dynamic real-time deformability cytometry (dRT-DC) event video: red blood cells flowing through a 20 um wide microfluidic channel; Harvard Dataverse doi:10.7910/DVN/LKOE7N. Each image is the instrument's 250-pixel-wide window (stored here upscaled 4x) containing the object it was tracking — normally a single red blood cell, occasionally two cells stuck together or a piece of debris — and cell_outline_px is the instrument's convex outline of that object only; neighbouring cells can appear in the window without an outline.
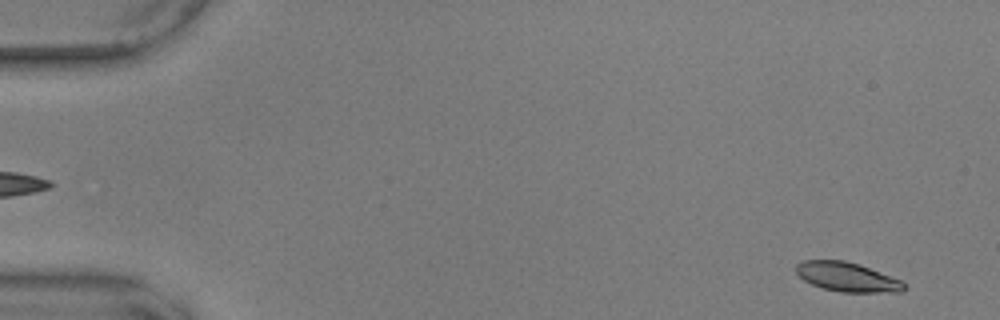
{"species": "common noctule bat (a hibernating species)", "species_latin": "Nyctalus noctula", "temperature_condition": "warm", "stored_images_in_passage": 56, "camera_frame_rate_fps": 3000, "um_per_image_px": 0.085, "animal": {"sex": "male", "body_mass_g": 17.9, "forearm_length_mm": 54.2}, "frame": {"image": 1, "passage_image": 3, "time_ms": 0.667, "image_size_px": [1000, 320], "cell_outline_px": [[908, 288], [900, 292], [840, 292], [824, 288], [812, 284], [804, 280], [796, 272], [796, 264], [804, 260], [844, 260], [860, 264], [900, 280]], "centroid_in_image_um": [72.01, 23.54], "position_along_channel_um": 13.0, "area_um2": 18.32}}
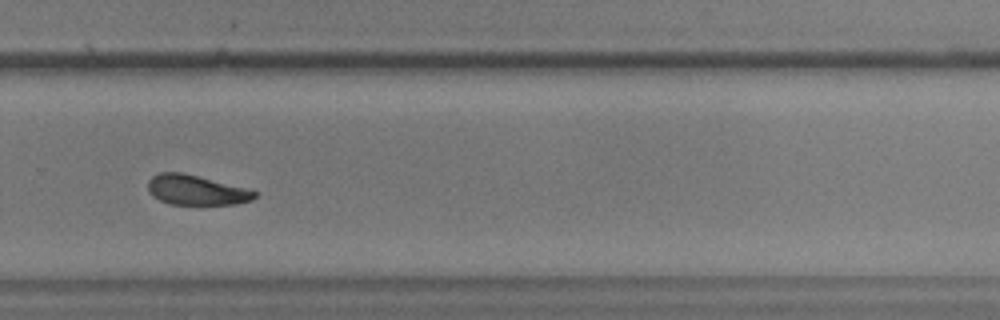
{"frame": {"image": 2, "passage_image": 39, "time_ms": 12.667, "image_size_px": [1000, 320], "cell_outline_px": [[256, 196], [252, 200], [236, 204], [168, 204], [152, 196], [148, 192], [148, 180], [152, 176], [160, 172], [180, 172], [244, 188], [256, 192]], "centroid_in_image_um": [16.61, 16.16], "position_along_channel_um": 313.2, "area_um2": 18.26}}
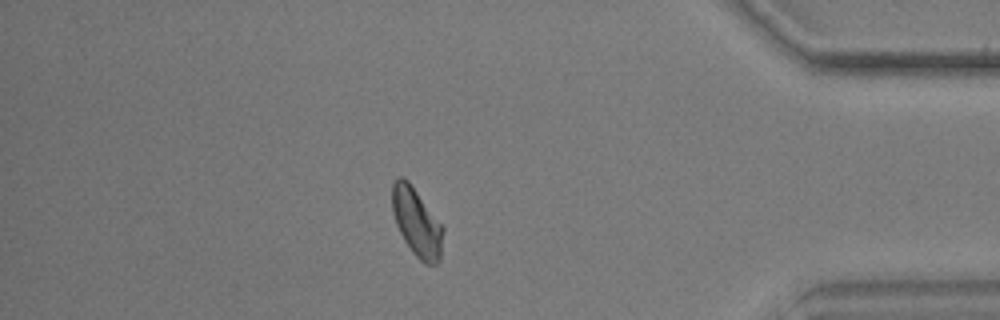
{"frame": {"image": 3, "passage_image": 49, "time_ms": 16.0, "image_size_px": [1000, 320], "cell_outline_px": [[444, 228], [440, 260], [436, 264], [428, 264], [420, 260], [412, 252], [404, 240], [396, 224], [392, 212], [392, 184], [400, 176], [404, 176], [408, 180]], "centroid_in_image_um": [35.41, 18.9], "position_along_channel_um": 399.8, "area_um2": 20.06}, "authors_computed_cell_mechanics": {"area_um2": 19.7387, "velocity_mm_per_s": 3.573, "shape_relaxation_time_tau1_ms": 5.2438, "shape_relaxation_time_tau2_ms": 4.7591, "deformation_change_tau1": 0.1214, "deformation_change_tau2": 0.109}}